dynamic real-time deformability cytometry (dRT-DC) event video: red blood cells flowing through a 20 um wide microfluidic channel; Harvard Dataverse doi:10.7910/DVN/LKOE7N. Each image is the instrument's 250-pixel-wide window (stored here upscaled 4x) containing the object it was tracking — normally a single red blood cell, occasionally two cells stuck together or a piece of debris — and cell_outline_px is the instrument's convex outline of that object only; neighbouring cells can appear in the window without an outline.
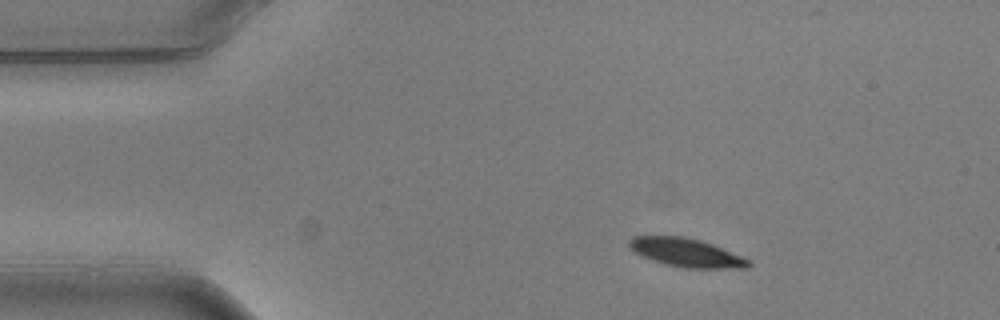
{"species": "common noctule bat (a hibernating species)", "species_latin": "Nyctalus noctula", "temperature_condition": "warm", "stored_images_in_passage": 3, "camera_frame_rate_fps": 3000, "um_per_image_px": 0.085, "animal": {"sex": "male", "body_mass_g": 20.5, "forearm_length_mm": 52.5}, "frame": {"image": 1, "passage_image": 1, "time_ms": 0.0, "image_size_px": [1000, 320], "cell_outline_px": [[752, 264], [748, 268], [688, 268], [664, 264], [640, 256], [628, 244], [628, 240], [632, 236], [684, 236], [700, 240], [712, 244], [740, 256], [748, 260]], "centroid_in_image_um": [58.3, 21.47], "position_along_channel_um": 26.7, "area_um2": 19.65}}
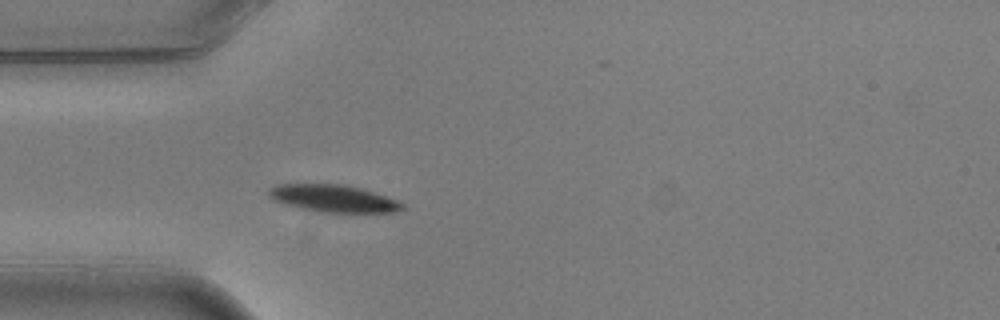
{"frame": {"image": 2, "passage_image": 3, "time_ms": 0.667, "image_size_px": [1000, 320], "cell_outline_px": [[404, 208], [396, 212], [316, 212], [300, 208], [272, 200], [268, 196], [268, 188], [280, 184], [344, 184], [360, 188], [396, 200], [404, 204]], "centroid_in_image_um": [28.29, 16.87], "position_along_channel_um": 56.7, "area_um2": 21.1}}